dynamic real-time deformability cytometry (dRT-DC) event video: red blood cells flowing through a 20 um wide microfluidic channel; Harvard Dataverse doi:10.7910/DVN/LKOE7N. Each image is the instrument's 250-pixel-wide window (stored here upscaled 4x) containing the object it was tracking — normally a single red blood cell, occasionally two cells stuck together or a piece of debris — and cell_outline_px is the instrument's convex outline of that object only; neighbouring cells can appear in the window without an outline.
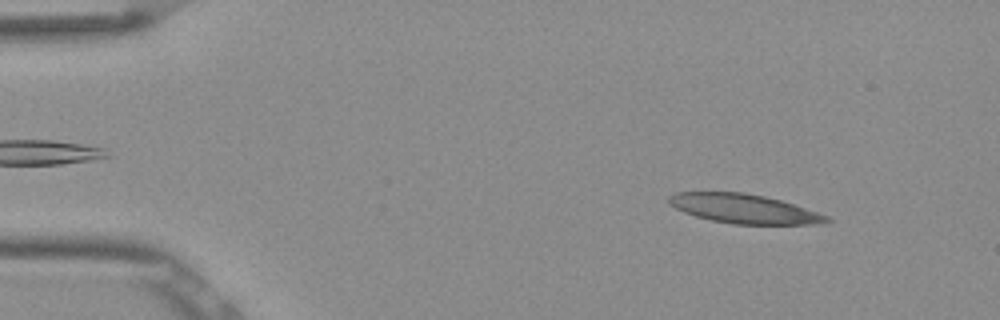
{"species": "Egyptian fruit bat (a non-hibernating species)", "species_latin": "Rousettus aegyptiacus", "temperature_condition": "room temperature", "stored_images_in_passage": 51, "camera_frame_rate_fps": 3000, "um_per_image_px": 0.085, "frame": {"image": 1, "passage_image": 5, "time_ms": 1.333, "image_size_px": [1000, 320], "cell_outline_px": [[832, 220], [824, 224], [732, 224], [712, 220], [696, 216], [684, 212], [676, 208], [668, 200], [668, 196], [676, 192], [744, 192], [764, 196], [780, 200], [828, 216]], "centroid_in_image_um": [63.24, 17.74], "position_along_channel_um": 21.8, "area_um2": 26.59}}
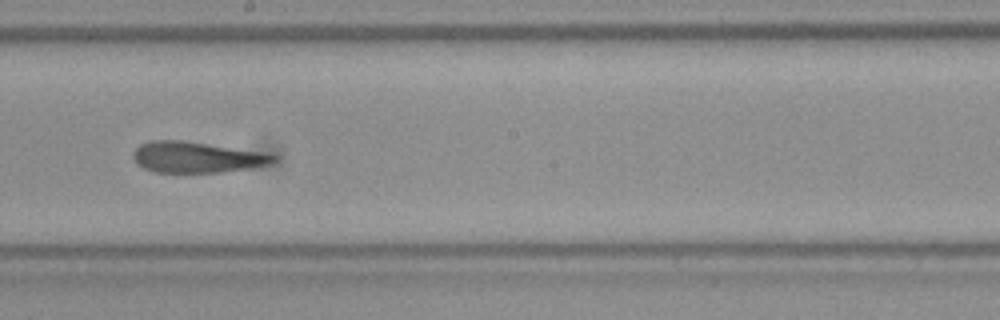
{"frame": {"image": 2, "passage_image": 28, "time_ms": 9.0, "image_size_px": [1000, 320], "cell_outline_px": [[280, 156], [272, 164], [252, 168], [220, 172], [156, 172], [144, 168], [136, 164], [132, 156], [132, 152], [140, 144], [148, 140], [184, 140], [272, 152]], "centroid_in_image_um": [16.82, 13.34], "position_along_channel_um": 231.4, "area_um2": 26.13}}
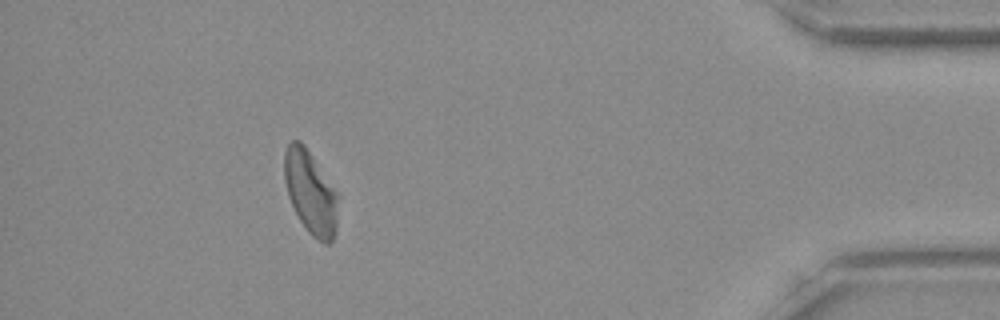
{"frame": {"image": 3, "passage_image": 46, "time_ms": 15.0, "image_size_px": [1000, 320], "cell_outline_px": [[340, 196], [336, 228], [332, 240], [328, 244], [324, 244], [312, 236], [308, 232], [300, 220], [288, 196], [284, 180], [284, 152], [288, 144], [292, 140], [300, 140], [304, 144], [340, 192]], "centroid_in_image_um": [26.44, 16.33], "position_along_channel_um": 408.8, "area_um2": 26.76}, "authors_computed_cell_mechanics": {"area_um2": 26.6458, "velocity_mm_per_s": 3.8562, "shape_relaxation_time_tau1_ms": null, "shape_relaxation_time_tau2_ms": 2.9206, "deformation_change_tau1": null, "deformation_change_tau2": 0.1285}}